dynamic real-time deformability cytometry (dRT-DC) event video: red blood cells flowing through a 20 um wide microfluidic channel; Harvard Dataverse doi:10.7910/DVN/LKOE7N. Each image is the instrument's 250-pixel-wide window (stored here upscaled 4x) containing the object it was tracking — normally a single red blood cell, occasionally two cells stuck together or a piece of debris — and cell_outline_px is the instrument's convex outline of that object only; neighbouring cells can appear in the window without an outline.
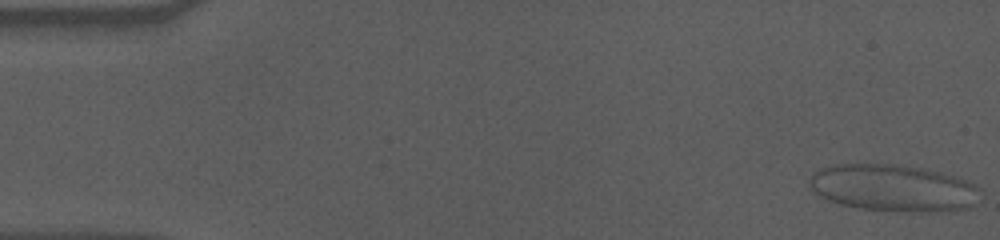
{"species": "human", "species_latin": "Homo sapiens", "temperature_condition": "cold", "stored_images_in_passage": 57, "camera_frame_rate_fps": 3000, "um_per_image_px": 0.085, "donor": {"sex": "male"}, "frame": {"image": 1, "passage_image": 1, "time_ms": 0.0, "image_size_px": [1000, 240], "cell_outline_px": [[980, 188], [976, 204], [968, 208], [948, 212], [904, 212], [860, 208], [840, 204], [828, 200], [820, 196], [808, 184], [812, 176], [820, 168], [836, 164], [896, 164], [924, 168], [956, 176], [968, 180], [976, 184]], "centroid_in_image_um": [76.0, 15.99], "position_along_channel_um": 9.0, "area_um2": 47.16}}
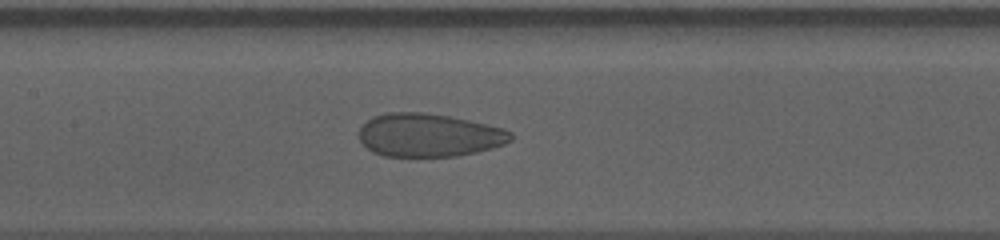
{"frame": {"image": 2, "passage_image": 27, "time_ms": 8.667, "image_size_px": [1000, 240], "cell_outline_px": [[512, 140], [504, 144], [492, 148], [476, 152], [456, 156], [384, 156], [372, 152], [360, 140], [360, 128], [372, 116], [388, 112], [424, 112], [448, 116], [488, 124], [504, 128], [512, 132]], "centroid_in_image_um": [36.47, 11.48], "position_along_channel_um": 170.9, "area_um2": 38.21}}
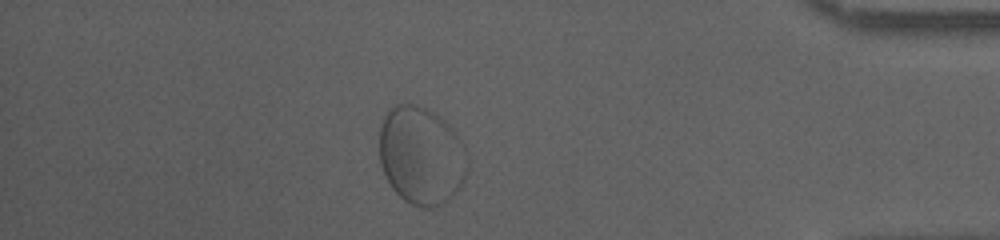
{"frame": {"image": 3, "passage_image": 50, "time_ms": 16.333, "image_size_px": [1000, 240], "cell_outline_px": [[468, 172], [460, 188], [444, 204], [432, 208], [420, 208], [404, 200], [392, 188], [380, 164], [380, 124], [388, 108], [392, 104], [416, 104], [428, 108], [440, 116], [452, 128], [464, 144], [468, 156]], "centroid_in_image_um": [35.83, 13.22], "position_along_channel_um": 399.4, "area_um2": 51.21}}